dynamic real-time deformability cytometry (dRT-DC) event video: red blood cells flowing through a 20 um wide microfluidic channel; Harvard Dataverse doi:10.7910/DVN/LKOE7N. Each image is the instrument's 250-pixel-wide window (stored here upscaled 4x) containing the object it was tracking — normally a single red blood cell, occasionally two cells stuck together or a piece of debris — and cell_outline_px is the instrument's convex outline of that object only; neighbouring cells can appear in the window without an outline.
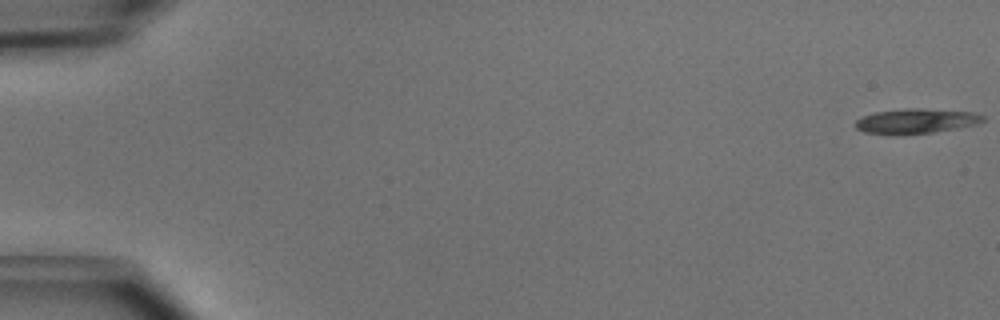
{"species": "common noctule bat (a hibernating species)", "species_latin": "Nyctalus noctula", "temperature_condition": "cold", "stored_images_in_passage": 51, "camera_frame_rate_fps": 3000, "um_per_image_px": 0.085, "animal": {"sex": "male", "body_mass_g": 15.6}, "frame": {"image": 1, "passage_image": 1, "time_ms": 0.0, "image_size_px": [1000, 320], "cell_outline_px": [[984, 120], [976, 124], [936, 132], [864, 132], [856, 128], [856, 120], [864, 116], [876, 112], [904, 108], [920, 108], [972, 112], [984, 116]], "centroid_in_image_um": [77.92, 10.25], "position_along_channel_um": 7.1, "area_um2": 17.57}}
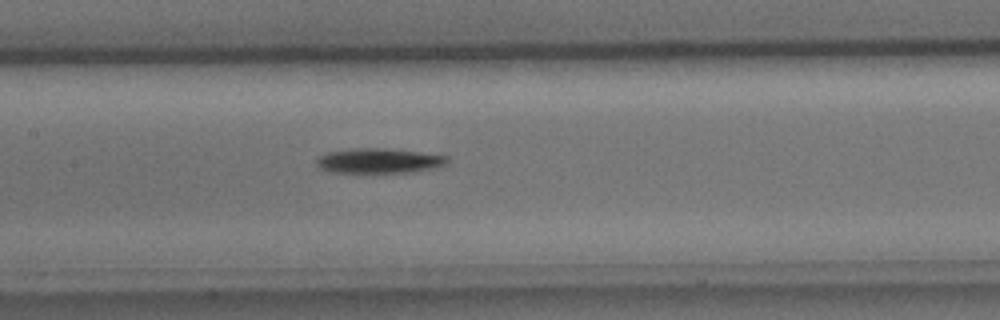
{"frame": {"image": 2, "passage_image": 25, "time_ms": 8.0, "image_size_px": [1000, 320], "cell_outline_px": [[448, 164], [416, 172], [332, 172], [320, 168], [316, 164], [316, 160], [320, 156], [328, 152], [352, 148], [384, 148], [448, 156]], "centroid_in_image_um": [32.21, 13.66], "position_along_channel_um": 175.2, "area_um2": 18.79}}
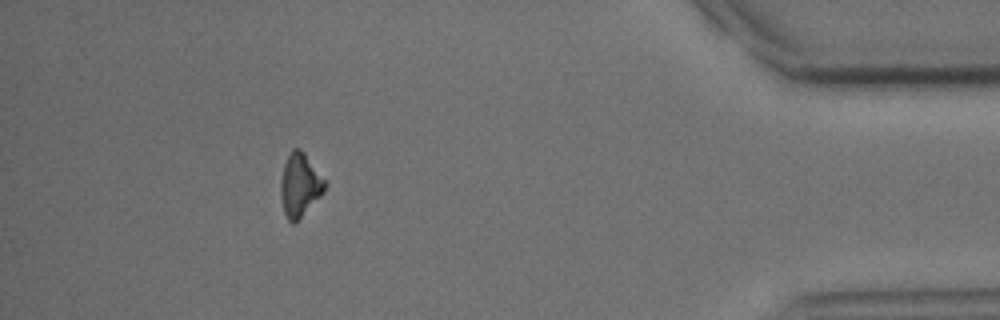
{"frame": {"image": 3, "passage_image": 46, "time_ms": 15.0, "image_size_px": [1000, 320], "cell_outline_px": [[328, 184], [324, 192], [296, 224], [292, 224], [288, 220], [284, 212], [280, 196], [280, 180], [284, 164], [292, 148], [300, 148], [304, 152]], "centroid_in_image_um": [25.49, 15.76], "position_along_channel_um": 409.7, "area_um2": 16.53}, "authors_computed_cell_mechanics": {"area_um2": 18.1492, "velocity_mm_per_s": 4.0314, "shape_relaxation_time_tau1_ms": 2.039, "shape_relaxation_time_tau2_ms": null, "deformation_change_tau1": 0.0967, "deformation_change_tau2": null}}